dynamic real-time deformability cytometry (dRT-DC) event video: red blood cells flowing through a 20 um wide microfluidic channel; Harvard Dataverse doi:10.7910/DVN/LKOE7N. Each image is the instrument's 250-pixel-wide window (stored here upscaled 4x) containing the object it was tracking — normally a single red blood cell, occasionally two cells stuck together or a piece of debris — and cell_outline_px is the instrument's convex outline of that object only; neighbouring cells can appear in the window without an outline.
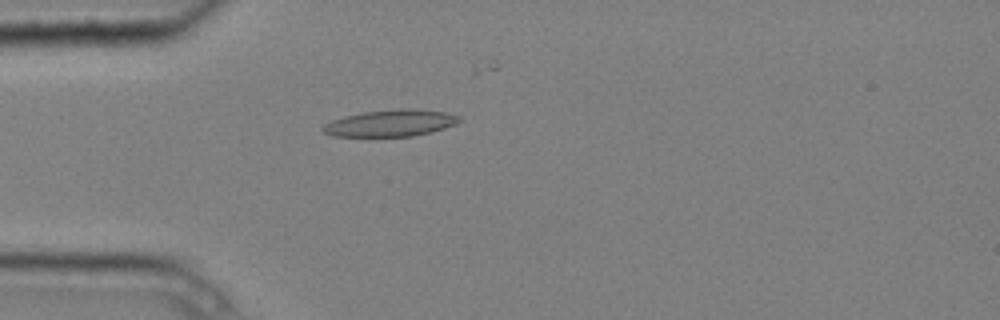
{"species": "common noctule bat (a hibernating species)", "species_latin": "Nyctalus noctula", "temperature_condition": "cold", "stored_images_in_passage": 5, "camera_frame_rate_fps": 3000, "um_per_image_px": 0.085, "animal": {"sex": "male", "body_mass_g": 20.4}, "frame": {"image": 1, "passage_image": 5, "time_ms": 1.333, "image_size_px": [1000, 320], "cell_outline_px": [[460, 120], [456, 124], [444, 128], [412, 136], [332, 136], [324, 132], [320, 128], [324, 124], [332, 120], [344, 116], [360, 112], [400, 108], [412, 108], [444, 112], [460, 116]], "centroid_in_image_um": [33.16, 10.45], "position_along_channel_um": 51.8, "area_um2": 21.21}}